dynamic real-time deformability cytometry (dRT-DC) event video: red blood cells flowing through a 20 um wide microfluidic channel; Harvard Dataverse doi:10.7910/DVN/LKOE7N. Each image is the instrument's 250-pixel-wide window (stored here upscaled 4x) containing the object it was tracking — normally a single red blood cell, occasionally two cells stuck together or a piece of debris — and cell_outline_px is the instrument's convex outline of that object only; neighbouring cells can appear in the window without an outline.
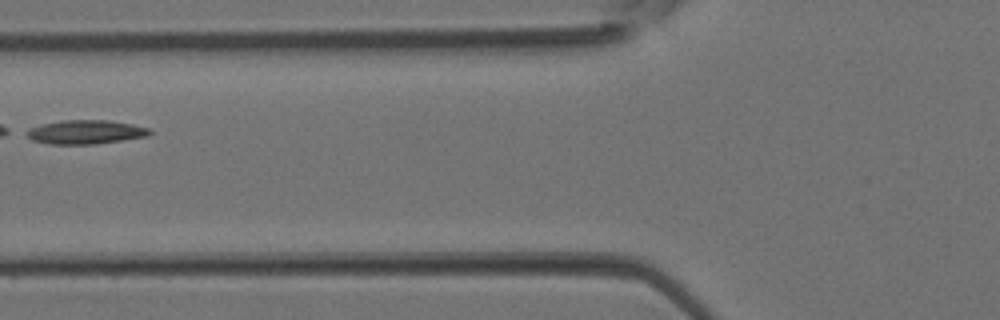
{"species": "Egyptian fruit bat (a non-hibernating species)", "species_latin": "Rousettus aegyptiacus", "temperature_condition": "room temperature", "stored_images_in_passage": 3, "camera_frame_rate_fps": 3000, "um_per_image_px": 0.085, "animal": {"sex": "female"}, "frame": {"image": 1, "passage_image": 3, "time_ms": 0.667, "image_size_px": [1000, 320], "cell_outline_px": [[152, 132], [148, 136], [92, 144], [48, 144], [32, 140], [20, 132], [28, 128], [40, 124], [64, 120], [108, 120], [132, 124], [148, 128]], "centroid_in_image_um": [7.17, 11.22], "position_along_channel_um": 118.6, "area_um2": 17.28}}